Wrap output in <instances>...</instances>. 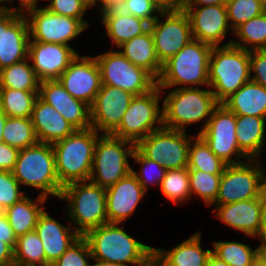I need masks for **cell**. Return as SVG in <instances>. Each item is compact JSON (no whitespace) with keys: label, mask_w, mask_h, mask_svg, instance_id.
<instances>
[{"label":"cell","mask_w":266,"mask_h":266,"mask_svg":"<svg viewBox=\"0 0 266 266\" xmlns=\"http://www.w3.org/2000/svg\"><path fill=\"white\" fill-rule=\"evenodd\" d=\"M188 15L195 40L220 46L230 25L226 5L182 6Z\"/></svg>","instance_id":"d6986e66"},{"label":"cell","mask_w":266,"mask_h":266,"mask_svg":"<svg viewBox=\"0 0 266 266\" xmlns=\"http://www.w3.org/2000/svg\"><path fill=\"white\" fill-rule=\"evenodd\" d=\"M251 81L266 88V50L250 51Z\"/></svg>","instance_id":"7dc6e473"},{"label":"cell","mask_w":266,"mask_h":266,"mask_svg":"<svg viewBox=\"0 0 266 266\" xmlns=\"http://www.w3.org/2000/svg\"><path fill=\"white\" fill-rule=\"evenodd\" d=\"M2 135L3 142L19 150L39 142L31 118L7 117Z\"/></svg>","instance_id":"8d00e7d4"},{"label":"cell","mask_w":266,"mask_h":266,"mask_svg":"<svg viewBox=\"0 0 266 266\" xmlns=\"http://www.w3.org/2000/svg\"><path fill=\"white\" fill-rule=\"evenodd\" d=\"M98 137L99 133L90 127L75 130L70 136L52 144L56 174L62 187L89 180Z\"/></svg>","instance_id":"7a4b0ae2"},{"label":"cell","mask_w":266,"mask_h":266,"mask_svg":"<svg viewBox=\"0 0 266 266\" xmlns=\"http://www.w3.org/2000/svg\"><path fill=\"white\" fill-rule=\"evenodd\" d=\"M10 3L13 2V0H9ZM20 2V9H24L25 7L29 6V5H37L38 0H19Z\"/></svg>","instance_id":"6125c7cd"},{"label":"cell","mask_w":266,"mask_h":266,"mask_svg":"<svg viewBox=\"0 0 266 266\" xmlns=\"http://www.w3.org/2000/svg\"><path fill=\"white\" fill-rule=\"evenodd\" d=\"M35 231L42 241L46 256V266L53 264L81 237L73 227L60 224L45 210L38 218Z\"/></svg>","instance_id":"603a6c76"},{"label":"cell","mask_w":266,"mask_h":266,"mask_svg":"<svg viewBox=\"0 0 266 266\" xmlns=\"http://www.w3.org/2000/svg\"><path fill=\"white\" fill-rule=\"evenodd\" d=\"M148 266H167L154 252L148 262Z\"/></svg>","instance_id":"680465c9"},{"label":"cell","mask_w":266,"mask_h":266,"mask_svg":"<svg viewBox=\"0 0 266 266\" xmlns=\"http://www.w3.org/2000/svg\"><path fill=\"white\" fill-rule=\"evenodd\" d=\"M189 169L167 170L160 183V190L171 202L177 204L186 202L191 198Z\"/></svg>","instance_id":"f35d334b"},{"label":"cell","mask_w":266,"mask_h":266,"mask_svg":"<svg viewBox=\"0 0 266 266\" xmlns=\"http://www.w3.org/2000/svg\"><path fill=\"white\" fill-rule=\"evenodd\" d=\"M210 150L227 165L243 163L249 158L240 150L236 138V114L220 103L204 128L198 133ZM237 159H232V156ZM245 158L246 160H240Z\"/></svg>","instance_id":"4fadbf2b"},{"label":"cell","mask_w":266,"mask_h":266,"mask_svg":"<svg viewBox=\"0 0 266 266\" xmlns=\"http://www.w3.org/2000/svg\"><path fill=\"white\" fill-rule=\"evenodd\" d=\"M145 193L132 172L106 188L108 222L122 224L135 212Z\"/></svg>","instance_id":"7402d4cb"},{"label":"cell","mask_w":266,"mask_h":266,"mask_svg":"<svg viewBox=\"0 0 266 266\" xmlns=\"http://www.w3.org/2000/svg\"><path fill=\"white\" fill-rule=\"evenodd\" d=\"M39 91L0 87V110L7 117L31 118Z\"/></svg>","instance_id":"d6a6232c"},{"label":"cell","mask_w":266,"mask_h":266,"mask_svg":"<svg viewBox=\"0 0 266 266\" xmlns=\"http://www.w3.org/2000/svg\"><path fill=\"white\" fill-rule=\"evenodd\" d=\"M164 9L182 8L183 2L181 0H155Z\"/></svg>","instance_id":"11a10c76"},{"label":"cell","mask_w":266,"mask_h":266,"mask_svg":"<svg viewBox=\"0 0 266 266\" xmlns=\"http://www.w3.org/2000/svg\"><path fill=\"white\" fill-rule=\"evenodd\" d=\"M232 33L240 42L230 40L224 45H233L247 51L266 50V11L241 24Z\"/></svg>","instance_id":"1f68e13d"},{"label":"cell","mask_w":266,"mask_h":266,"mask_svg":"<svg viewBox=\"0 0 266 266\" xmlns=\"http://www.w3.org/2000/svg\"><path fill=\"white\" fill-rule=\"evenodd\" d=\"M38 96L53 106L76 130L91 127L90 106L72 97L59 80L41 81Z\"/></svg>","instance_id":"44dd1931"},{"label":"cell","mask_w":266,"mask_h":266,"mask_svg":"<svg viewBox=\"0 0 266 266\" xmlns=\"http://www.w3.org/2000/svg\"><path fill=\"white\" fill-rule=\"evenodd\" d=\"M125 0H98L101 3L100 12L104 13L109 10L120 9Z\"/></svg>","instance_id":"f5cc1de1"},{"label":"cell","mask_w":266,"mask_h":266,"mask_svg":"<svg viewBox=\"0 0 266 266\" xmlns=\"http://www.w3.org/2000/svg\"><path fill=\"white\" fill-rule=\"evenodd\" d=\"M6 1L9 2V0H0V10L10 9L6 5H2V2H6Z\"/></svg>","instance_id":"e7e4bbea"},{"label":"cell","mask_w":266,"mask_h":266,"mask_svg":"<svg viewBox=\"0 0 266 266\" xmlns=\"http://www.w3.org/2000/svg\"><path fill=\"white\" fill-rule=\"evenodd\" d=\"M81 1L85 4V6L87 8H91V7L95 6L96 3H98L97 2L98 0H81Z\"/></svg>","instance_id":"be15d7a7"},{"label":"cell","mask_w":266,"mask_h":266,"mask_svg":"<svg viewBox=\"0 0 266 266\" xmlns=\"http://www.w3.org/2000/svg\"><path fill=\"white\" fill-rule=\"evenodd\" d=\"M228 0H187L182 6L226 5Z\"/></svg>","instance_id":"db71d44e"},{"label":"cell","mask_w":266,"mask_h":266,"mask_svg":"<svg viewBox=\"0 0 266 266\" xmlns=\"http://www.w3.org/2000/svg\"><path fill=\"white\" fill-rule=\"evenodd\" d=\"M186 131L162 127L142 138L136 148L166 170L188 167V150L192 139Z\"/></svg>","instance_id":"7c38bea8"},{"label":"cell","mask_w":266,"mask_h":266,"mask_svg":"<svg viewBox=\"0 0 266 266\" xmlns=\"http://www.w3.org/2000/svg\"><path fill=\"white\" fill-rule=\"evenodd\" d=\"M16 266H46V256L42 241L35 230L17 237L14 247Z\"/></svg>","instance_id":"d590c367"},{"label":"cell","mask_w":266,"mask_h":266,"mask_svg":"<svg viewBox=\"0 0 266 266\" xmlns=\"http://www.w3.org/2000/svg\"><path fill=\"white\" fill-rule=\"evenodd\" d=\"M221 175L189 170L191 196L196 194L207 206L212 205L218 196Z\"/></svg>","instance_id":"ab89813d"},{"label":"cell","mask_w":266,"mask_h":266,"mask_svg":"<svg viewBox=\"0 0 266 266\" xmlns=\"http://www.w3.org/2000/svg\"><path fill=\"white\" fill-rule=\"evenodd\" d=\"M12 172L20 185L40 189V196L60 197L63 187L56 174L52 144L38 142L21 149Z\"/></svg>","instance_id":"52a82bcc"},{"label":"cell","mask_w":266,"mask_h":266,"mask_svg":"<svg viewBox=\"0 0 266 266\" xmlns=\"http://www.w3.org/2000/svg\"><path fill=\"white\" fill-rule=\"evenodd\" d=\"M128 145V146H127ZM136 144L111 134L98 137L93 156V166L88 181L108 188L131 172L128 157H132Z\"/></svg>","instance_id":"ba28073f"},{"label":"cell","mask_w":266,"mask_h":266,"mask_svg":"<svg viewBox=\"0 0 266 266\" xmlns=\"http://www.w3.org/2000/svg\"><path fill=\"white\" fill-rule=\"evenodd\" d=\"M101 83L115 86L134 96L146 94L157 86V80L146 70L132 64L120 51H108L95 57Z\"/></svg>","instance_id":"8fae6325"},{"label":"cell","mask_w":266,"mask_h":266,"mask_svg":"<svg viewBox=\"0 0 266 266\" xmlns=\"http://www.w3.org/2000/svg\"><path fill=\"white\" fill-rule=\"evenodd\" d=\"M156 86L146 94L132 98L120 125L111 135L137 144L151 132L163 127V111L159 106L161 93ZM159 125V126H156Z\"/></svg>","instance_id":"30bf717a"},{"label":"cell","mask_w":266,"mask_h":266,"mask_svg":"<svg viewBox=\"0 0 266 266\" xmlns=\"http://www.w3.org/2000/svg\"><path fill=\"white\" fill-rule=\"evenodd\" d=\"M121 53L134 65L148 71L159 79L163 65L157 58L154 39L150 28L143 34L133 37L118 47Z\"/></svg>","instance_id":"484cf974"},{"label":"cell","mask_w":266,"mask_h":266,"mask_svg":"<svg viewBox=\"0 0 266 266\" xmlns=\"http://www.w3.org/2000/svg\"><path fill=\"white\" fill-rule=\"evenodd\" d=\"M263 117L236 115V138L240 150L249 159H259L265 142V121Z\"/></svg>","instance_id":"f546056e"},{"label":"cell","mask_w":266,"mask_h":266,"mask_svg":"<svg viewBox=\"0 0 266 266\" xmlns=\"http://www.w3.org/2000/svg\"><path fill=\"white\" fill-rule=\"evenodd\" d=\"M209 87L222 103L251 81L250 51L233 45L213 46L209 60Z\"/></svg>","instance_id":"5b68a950"},{"label":"cell","mask_w":266,"mask_h":266,"mask_svg":"<svg viewBox=\"0 0 266 266\" xmlns=\"http://www.w3.org/2000/svg\"><path fill=\"white\" fill-rule=\"evenodd\" d=\"M159 16L166 20L160 21L157 17L149 28L154 39L157 58L163 65L193 37L188 15L183 8L164 9Z\"/></svg>","instance_id":"9a60e30c"},{"label":"cell","mask_w":266,"mask_h":266,"mask_svg":"<svg viewBox=\"0 0 266 266\" xmlns=\"http://www.w3.org/2000/svg\"><path fill=\"white\" fill-rule=\"evenodd\" d=\"M162 104L163 127L186 131L185 125L205 120L202 131L220 103L211 90L180 86L169 91Z\"/></svg>","instance_id":"277c9868"},{"label":"cell","mask_w":266,"mask_h":266,"mask_svg":"<svg viewBox=\"0 0 266 266\" xmlns=\"http://www.w3.org/2000/svg\"><path fill=\"white\" fill-rule=\"evenodd\" d=\"M118 225L106 223L83 236L89 244L92 259L126 266H148L154 247L137 241L124 231V226Z\"/></svg>","instance_id":"6da1fadb"},{"label":"cell","mask_w":266,"mask_h":266,"mask_svg":"<svg viewBox=\"0 0 266 266\" xmlns=\"http://www.w3.org/2000/svg\"><path fill=\"white\" fill-rule=\"evenodd\" d=\"M258 159L226 165L214 205L232 204L258 198L266 189V174Z\"/></svg>","instance_id":"9c48e42d"},{"label":"cell","mask_w":266,"mask_h":266,"mask_svg":"<svg viewBox=\"0 0 266 266\" xmlns=\"http://www.w3.org/2000/svg\"><path fill=\"white\" fill-rule=\"evenodd\" d=\"M212 49V45L192 39L163 64L157 86L161 90L184 84L186 85L182 87L187 88L193 85L209 86L208 72Z\"/></svg>","instance_id":"8992f818"},{"label":"cell","mask_w":266,"mask_h":266,"mask_svg":"<svg viewBox=\"0 0 266 266\" xmlns=\"http://www.w3.org/2000/svg\"><path fill=\"white\" fill-rule=\"evenodd\" d=\"M201 233H196L173 249L154 248V253L167 266H207L212 250L201 248Z\"/></svg>","instance_id":"f1b7e54d"},{"label":"cell","mask_w":266,"mask_h":266,"mask_svg":"<svg viewBox=\"0 0 266 266\" xmlns=\"http://www.w3.org/2000/svg\"><path fill=\"white\" fill-rule=\"evenodd\" d=\"M249 266H266V249H262Z\"/></svg>","instance_id":"9f6ffc18"},{"label":"cell","mask_w":266,"mask_h":266,"mask_svg":"<svg viewBox=\"0 0 266 266\" xmlns=\"http://www.w3.org/2000/svg\"><path fill=\"white\" fill-rule=\"evenodd\" d=\"M207 266H230L225 261L220 260L213 253L209 256L207 260Z\"/></svg>","instance_id":"6f0895ef"},{"label":"cell","mask_w":266,"mask_h":266,"mask_svg":"<svg viewBox=\"0 0 266 266\" xmlns=\"http://www.w3.org/2000/svg\"><path fill=\"white\" fill-rule=\"evenodd\" d=\"M29 23L20 8L0 10V70L28 58Z\"/></svg>","instance_id":"2e32d148"},{"label":"cell","mask_w":266,"mask_h":266,"mask_svg":"<svg viewBox=\"0 0 266 266\" xmlns=\"http://www.w3.org/2000/svg\"><path fill=\"white\" fill-rule=\"evenodd\" d=\"M261 224L260 234L258 236L261 239L262 249H266V189L261 194Z\"/></svg>","instance_id":"f907efd6"},{"label":"cell","mask_w":266,"mask_h":266,"mask_svg":"<svg viewBox=\"0 0 266 266\" xmlns=\"http://www.w3.org/2000/svg\"><path fill=\"white\" fill-rule=\"evenodd\" d=\"M19 149L11 147L5 142L0 143V170L13 171L18 154Z\"/></svg>","instance_id":"c3c4849f"},{"label":"cell","mask_w":266,"mask_h":266,"mask_svg":"<svg viewBox=\"0 0 266 266\" xmlns=\"http://www.w3.org/2000/svg\"><path fill=\"white\" fill-rule=\"evenodd\" d=\"M24 193L13 172L0 170V211L18 202L25 196Z\"/></svg>","instance_id":"ee69618b"},{"label":"cell","mask_w":266,"mask_h":266,"mask_svg":"<svg viewBox=\"0 0 266 266\" xmlns=\"http://www.w3.org/2000/svg\"><path fill=\"white\" fill-rule=\"evenodd\" d=\"M14 264V249L0 239V266Z\"/></svg>","instance_id":"816d5d0a"},{"label":"cell","mask_w":266,"mask_h":266,"mask_svg":"<svg viewBox=\"0 0 266 266\" xmlns=\"http://www.w3.org/2000/svg\"><path fill=\"white\" fill-rule=\"evenodd\" d=\"M88 258L92 259L91 250L87 240L81 236L50 266H91Z\"/></svg>","instance_id":"7bdbcfd3"},{"label":"cell","mask_w":266,"mask_h":266,"mask_svg":"<svg viewBox=\"0 0 266 266\" xmlns=\"http://www.w3.org/2000/svg\"><path fill=\"white\" fill-rule=\"evenodd\" d=\"M95 263L91 264V266H126V265H122V264H117V263H110V262H104V261H100L97 259H92Z\"/></svg>","instance_id":"94428289"},{"label":"cell","mask_w":266,"mask_h":266,"mask_svg":"<svg viewBox=\"0 0 266 266\" xmlns=\"http://www.w3.org/2000/svg\"><path fill=\"white\" fill-rule=\"evenodd\" d=\"M31 121L37 139L42 143L53 144L76 130L53 106L39 96L33 106Z\"/></svg>","instance_id":"d4e9b609"},{"label":"cell","mask_w":266,"mask_h":266,"mask_svg":"<svg viewBox=\"0 0 266 266\" xmlns=\"http://www.w3.org/2000/svg\"><path fill=\"white\" fill-rule=\"evenodd\" d=\"M65 90L74 98L89 106L101 88V73L95 57L77 56L58 79Z\"/></svg>","instance_id":"ac0fdd59"},{"label":"cell","mask_w":266,"mask_h":266,"mask_svg":"<svg viewBox=\"0 0 266 266\" xmlns=\"http://www.w3.org/2000/svg\"><path fill=\"white\" fill-rule=\"evenodd\" d=\"M226 8L232 31L266 11L260 0H228Z\"/></svg>","instance_id":"60d3db41"},{"label":"cell","mask_w":266,"mask_h":266,"mask_svg":"<svg viewBox=\"0 0 266 266\" xmlns=\"http://www.w3.org/2000/svg\"><path fill=\"white\" fill-rule=\"evenodd\" d=\"M29 5L23 9L29 23L30 40L44 43L68 45L87 27L79 20L68 16L56 15L45 8Z\"/></svg>","instance_id":"5bb4252c"},{"label":"cell","mask_w":266,"mask_h":266,"mask_svg":"<svg viewBox=\"0 0 266 266\" xmlns=\"http://www.w3.org/2000/svg\"><path fill=\"white\" fill-rule=\"evenodd\" d=\"M6 114L0 110V143L3 142V128L6 121Z\"/></svg>","instance_id":"91938a15"},{"label":"cell","mask_w":266,"mask_h":266,"mask_svg":"<svg viewBox=\"0 0 266 266\" xmlns=\"http://www.w3.org/2000/svg\"><path fill=\"white\" fill-rule=\"evenodd\" d=\"M59 199L68 202L65 209L71 220L69 222L72 226L74 225L75 231L80 236L109 223L106 188L91 181L73 182L63 187Z\"/></svg>","instance_id":"3957f363"},{"label":"cell","mask_w":266,"mask_h":266,"mask_svg":"<svg viewBox=\"0 0 266 266\" xmlns=\"http://www.w3.org/2000/svg\"><path fill=\"white\" fill-rule=\"evenodd\" d=\"M46 201L47 198L40 195L36 201L26 195L3 211L16 237L35 230L38 218L45 209L41 204Z\"/></svg>","instance_id":"4dcf8cb0"},{"label":"cell","mask_w":266,"mask_h":266,"mask_svg":"<svg viewBox=\"0 0 266 266\" xmlns=\"http://www.w3.org/2000/svg\"><path fill=\"white\" fill-rule=\"evenodd\" d=\"M0 239H4V243L9 244L14 249L17 237L3 211H0Z\"/></svg>","instance_id":"681fc988"},{"label":"cell","mask_w":266,"mask_h":266,"mask_svg":"<svg viewBox=\"0 0 266 266\" xmlns=\"http://www.w3.org/2000/svg\"><path fill=\"white\" fill-rule=\"evenodd\" d=\"M3 266H16L15 264H8V265H3Z\"/></svg>","instance_id":"003e7915"},{"label":"cell","mask_w":266,"mask_h":266,"mask_svg":"<svg viewBox=\"0 0 266 266\" xmlns=\"http://www.w3.org/2000/svg\"><path fill=\"white\" fill-rule=\"evenodd\" d=\"M222 104L236 115L266 118V88L249 81L226 98Z\"/></svg>","instance_id":"4316f807"},{"label":"cell","mask_w":266,"mask_h":266,"mask_svg":"<svg viewBox=\"0 0 266 266\" xmlns=\"http://www.w3.org/2000/svg\"><path fill=\"white\" fill-rule=\"evenodd\" d=\"M192 136L188 150V169L199 170L210 174H222L226 163L218 158L205 140L199 135Z\"/></svg>","instance_id":"836d02e7"},{"label":"cell","mask_w":266,"mask_h":266,"mask_svg":"<svg viewBox=\"0 0 266 266\" xmlns=\"http://www.w3.org/2000/svg\"><path fill=\"white\" fill-rule=\"evenodd\" d=\"M28 60L27 58L0 70V87L39 91L41 81Z\"/></svg>","instance_id":"e575fe53"},{"label":"cell","mask_w":266,"mask_h":266,"mask_svg":"<svg viewBox=\"0 0 266 266\" xmlns=\"http://www.w3.org/2000/svg\"><path fill=\"white\" fill-rule=\"evenodd\" d=\"M70 45L29 41L28 59L40 81L58 80L77 56Z\"/></svg>","instance_id":"ffe728a7"},{"label":"cell","mask_w":266,"mask_h":266,"mask_svg":"<svg viewBox=\"0 0 266 266\" xmlns=\"http://www.w3.org/2000/svg\"><path fill=\"white\" fill-rule=\"evenodd\" d=\"M260 1L262 3L263 7L266 9V0H260Z\"/></svg>","instance_id":"03108f58"},{"label":"cell","mask_w":266,"mask_h":266,"mask_svg":"<svg viewBox=\"0 0 266 266\" xmlns=\"http://www.w3.org/2000/svg\"><path fill=\"white\" fill-rule=\"evenodd\" d=\"M45 7L56 15L68 16L79 19L87 28L89 23L83 19V15L88 9L81 0H48Z\"/></svg>","instance_id":"bcb514c9"},{"label":"cell","mask_w":266,"mask_h":266,"mask_svg":"<svg viewBox=\"0 0 266 266\" xmlns=\"http://www.w3.org/2000/svg\"><path fill=\"white\" fill-rule=\"evenodd\" d=\"M101 17L107 36L117 47L145 33L150 27L147 21L119 9L106 11Z\"/></svg>","instance_id":"83f0119b"},{"label":"cell","mask_w":266,"mask_h":266,"mask_svg":"<svg viewBox=\"0 0 266 266\" xmlns=\"http://www.w3.org/2000/svg\"><path fill=\"white\" fill-rule=\"evenodd\" d=\"M131 158L135 160L136 164L139 163L142 165L140 174L134 171L133 168H131V172L145 191L148 190V184L160 185L167 171L163 166L154 160L146 158L137 148H135Z\"/></svg>","instance_id":"b9f144b4"},{"label":"cell","mask_w":266,"mask_h":266,"mask_svg":"<svg viewBox=\"0 0 266 266\" xmlns=\"http://www.w3.org/2000/svg\"><path fill=\"white\" fill-rule=\"evenodd\" d=\"M212 253L230 266H249L255 256L262 250L259 246L255 250L249 244L234 241L213 242Z\"/></svg>","instance_id":"74e56055"},{"label":"cell","mask_w":266,"mask_h":266,"mask_svg":"<svg viewBox=\"0 0 266 266\" xmlns=\"http://www.w3.org/2000/svg\"><path fill=\"white\" fill-rule=\"evenodd\" d=\"M119 10L143 19L151 25L158 17L155 13L160 14L164 8L155 0H125Z\"/></svg>","instance_id":"f6af8a7d"},{"label":"cell","mask_w":266,"mask_h":266,"mask_svg":"<svg viewBox=\"0 0 266 266\" xmlns=\"http://www.w3.org/2000/svg\"><path fill=\"white\" fill-rule=\"evenodd\" d=\"M133 97L120 88L102 84L90 106L91 127L98 133L111 134L120 125Z\"/></svg>","instance_id":"e0dca14e"},{"label":"cell","mask_w":266,"mask_h":266,"mask_svg":"<svg viewBox=\"0 0 266 266\" xmlns=\"http://www.w3.org/2000/svg\"><path fill=\"white\" fill-rule=\"evenodd\" d=\"M214 211L227 226L250 237H258L261 224V196L232 204L215 205Z\"/></svg>","instance_id":"cb8c5ba5"}]
</instances>
